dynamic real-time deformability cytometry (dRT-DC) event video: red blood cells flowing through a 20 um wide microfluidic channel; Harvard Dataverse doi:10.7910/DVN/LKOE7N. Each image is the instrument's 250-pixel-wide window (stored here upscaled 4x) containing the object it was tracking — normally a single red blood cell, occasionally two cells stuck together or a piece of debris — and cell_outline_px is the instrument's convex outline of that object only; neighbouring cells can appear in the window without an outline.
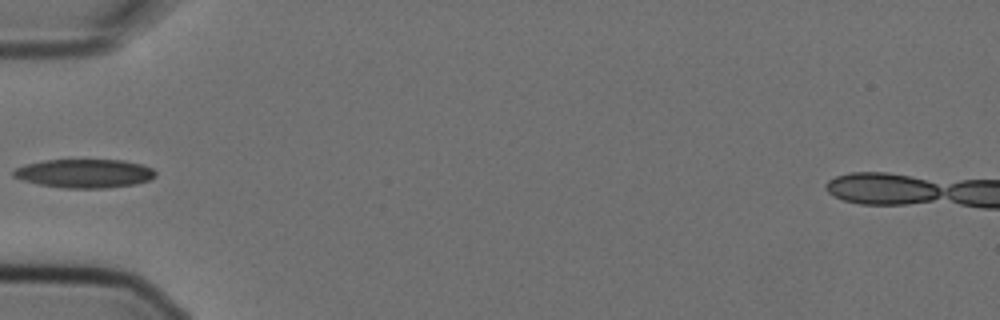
{"species": "Egyptian fruit bat (a non-hibernating species)", "species_latin": "Rousettus aegyptiacus", "temperature_condition": "cold", "stored_images_in_passage": 6, "camera_frame_rate_fps": 3000, "um_per_image_px": 0.085, "animal": {"sex": "female"}, "frame": {"image": 1, "passage_image": 6, "time_ms": 1.667, "image_size_px": [1000, 320], "cell_outline_px": [[156, 176], [152, 180], [136, 184], [104, 188], [64, 188], [40, 184], [24, 180], [12, 176], [12, 172], [16, 168], [24, 164], [44, 160], [124, 160], [144, 164], [152, 168], [156, 172]], "centroid_in_image_um": [7.23, 14.73], "position_along_channel_um": 77.8, "area_um2": 23.93}}